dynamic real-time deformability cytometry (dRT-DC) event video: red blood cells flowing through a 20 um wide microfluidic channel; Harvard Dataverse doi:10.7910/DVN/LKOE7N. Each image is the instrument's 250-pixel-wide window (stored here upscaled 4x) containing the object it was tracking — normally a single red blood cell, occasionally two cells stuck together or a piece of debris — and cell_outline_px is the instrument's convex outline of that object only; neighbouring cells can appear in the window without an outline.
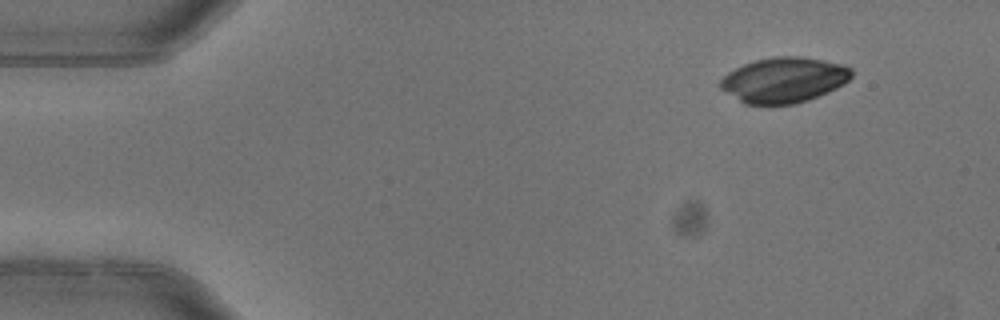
{"species": "common noctule bat (a hibernating species)", "species_latin": "Nyctalus noctula", "temperature_condition": "warm", "stored_images_in_passage": 4, "camera_frame_rate_fps": 3000, "um_per_image_px": 0.085, "animal": {"sex": "female"}, "frame": {"image": 1, "passage_image": 1, "time_ms": 0.0, "image_size_px": [1000, 320], "cell_outline_px": [[852, 76], [844, 84], [828, 92], [808, 100], [796, 104], [744, 104], [720, 88], [720, 80], [728, 72], [744, 64], [756, 60], [776, 56], [800, 56], [844, 64], [852, 68]], "centroid_in_image_um": [66.65, 6.79], "position_along_channel_um": 18.3, "area_um2": 34.62}}